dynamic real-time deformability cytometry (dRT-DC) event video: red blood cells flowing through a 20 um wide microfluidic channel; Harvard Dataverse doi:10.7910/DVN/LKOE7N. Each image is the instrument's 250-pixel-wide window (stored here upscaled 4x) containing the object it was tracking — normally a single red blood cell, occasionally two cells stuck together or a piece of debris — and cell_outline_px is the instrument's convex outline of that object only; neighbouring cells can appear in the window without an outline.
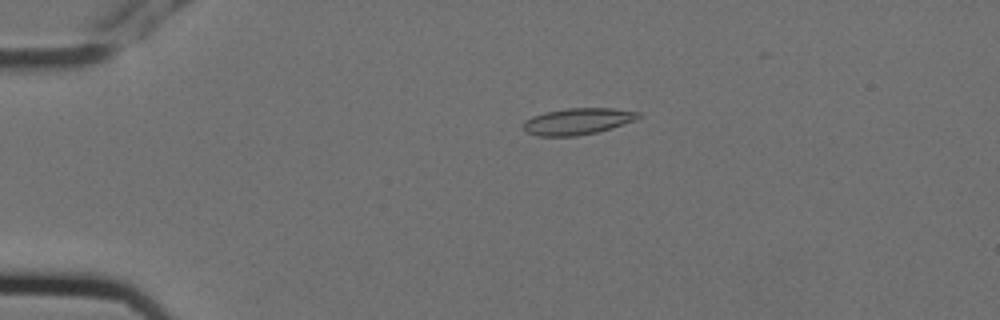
{"species": "Egyptian fruit bat (a non-hibernating species)", "species_latin": "Rousettus aegyptiacus", "temperature_condition": "cold", "stored_images_in_passage": 6, "camera_frame_rate_fps": 3000, "um_per_image_px": 0.085, "animal": {"sex": "female"}, "frame": {"image": 1, "passage_image": 4, "time_ms": 1.0, "image_size_px": [1000, 320], "cell_outline_px": [[640, 116], [632, 120], [612, 128], [596, 132], [576, 136], [536, 136], [528, 132], [524, 128], [524, 120], [532, 116], [544, 112], [568, 108], [612, 108], [640, 112]], "centroid_in_image_um": [49.06, 10.31], "position_along_channel_um": 35.9, "area_um2": 17.57}}
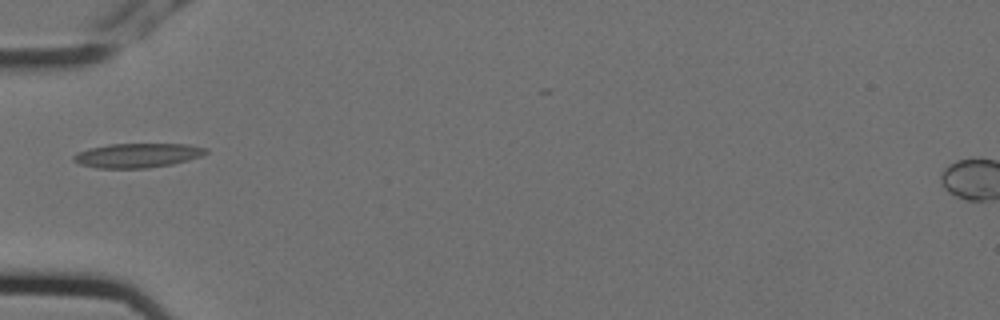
{"frame": {"image": 2, "passage_image": 6, "time_ms": 1.667, "image_size_px": [1000, 320], "cell_outline_px": [[208, 152], [200, 156], [188, 160], [172, 164], [148, 168], [96, 168], [80, 164], [72, 160], [72, 156], [76, 152], [108, 144], [188, 144], [208, 148]], "centroid_in_image_um": [11.67, 13.21], "position_along_channel_um": 73.3, "area_um2": 18.79}}